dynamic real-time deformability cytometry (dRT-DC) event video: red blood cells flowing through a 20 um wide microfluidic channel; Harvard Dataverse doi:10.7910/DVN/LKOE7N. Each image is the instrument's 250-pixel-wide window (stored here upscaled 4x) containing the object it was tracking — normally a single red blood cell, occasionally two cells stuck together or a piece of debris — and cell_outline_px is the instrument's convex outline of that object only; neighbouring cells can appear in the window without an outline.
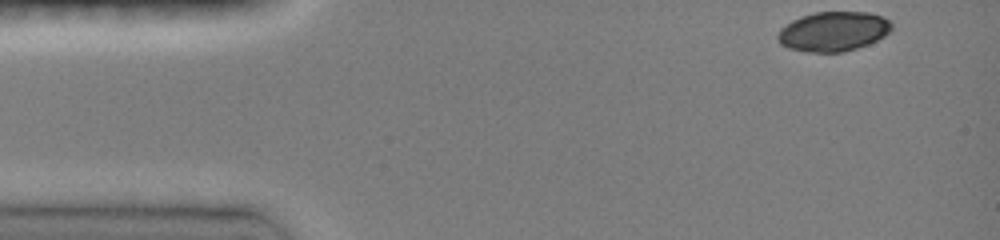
{"species": "common noctule bat (a hibernating species)", "species_latin": "Nyctalus noctula", "temperature_condition": "room temperature", "stored_images_in_passage": 14, "camera_frame_rate_fps": 3000, "um_per_image_px": 0.085, "animal": {"sex": "female", "body_mass_g": 19.0, "forearm_length_mm": 51.5}, "frame": {"image": 1, "passage_image": 1, "time_ms": 0.0, "image_size_px": [1000, 240], "cell_outline_px": [[892, 28], [884, 36], [868, 44], [844, 52], [808, 52], [788, 48], [780, 44], [776, 36], [780, 28], [792, 20], [800, 16], [816, 12], [868, 12], [880, 16], [888, 20], [892, 24]], "centroid_in_image_um": [70.79, 2.67], "position_along_channel_um": 14.2, "area_um2": 26.3}}
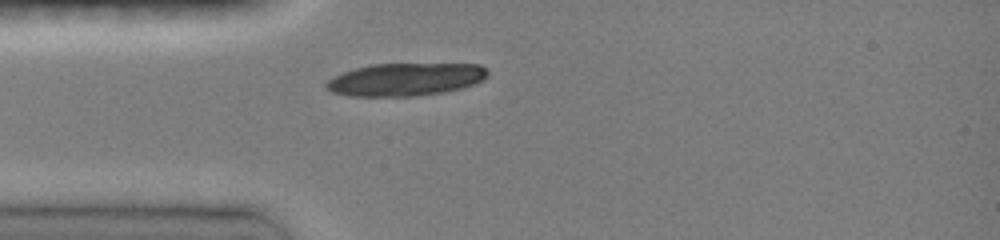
{"frame": {"image": 2, "passage_image": 10, "time_ms": 3.0, "image_size_px": [1000, 240], "cell_outline_px": [[488, 76], [484, 80], [460, 88], [444, 92], [416, 96], [348, 96], [332, 92], [324, 88], [324, 84], [332, 76], [356, 68], [372, 64], [480, 64], [488, 68]], "centroid_in_image_um": [34.45, 6.75], "position_along_channel_um": 50.5, "area_um2": 30.98}}